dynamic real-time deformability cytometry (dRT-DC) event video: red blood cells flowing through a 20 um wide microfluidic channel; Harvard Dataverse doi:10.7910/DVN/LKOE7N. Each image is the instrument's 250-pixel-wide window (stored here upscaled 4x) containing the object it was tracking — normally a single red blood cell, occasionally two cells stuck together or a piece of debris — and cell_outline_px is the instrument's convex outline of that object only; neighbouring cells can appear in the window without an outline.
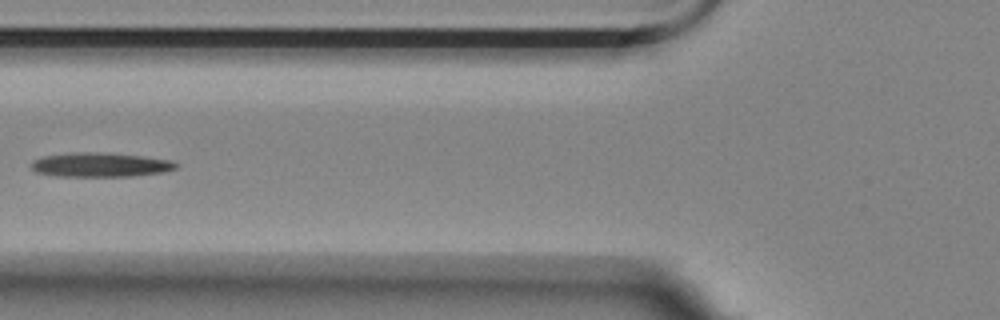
{"species": "Egyptian fruit bat (a non-hibernating species)", "species_latin": "Rousettus aegyptiacus", "temperature_condition": "room temperature", "stored_images_in_passage": 5, "camera_frame_rate_fps": 3000, "um_per_image_px": 0.085, "animal": {"sex": "female"}, "frame": {"image": 1, "passage_image": 5, "time_ms": 4.667, "image_size_px": [1000, 320], "cell_outline_px": [[180, 164], [176, 168], [164, 172], [132, 176], [56, 176], [36, 172], [32, 168], [32, 160], [40, 156], [72, 152], [104, 152], [140, 156], [172, 160]], "centroid_in_image_um": [8.52, 14.0], "position_along_channel_um": 117.3, "area_um2": 20.63}}